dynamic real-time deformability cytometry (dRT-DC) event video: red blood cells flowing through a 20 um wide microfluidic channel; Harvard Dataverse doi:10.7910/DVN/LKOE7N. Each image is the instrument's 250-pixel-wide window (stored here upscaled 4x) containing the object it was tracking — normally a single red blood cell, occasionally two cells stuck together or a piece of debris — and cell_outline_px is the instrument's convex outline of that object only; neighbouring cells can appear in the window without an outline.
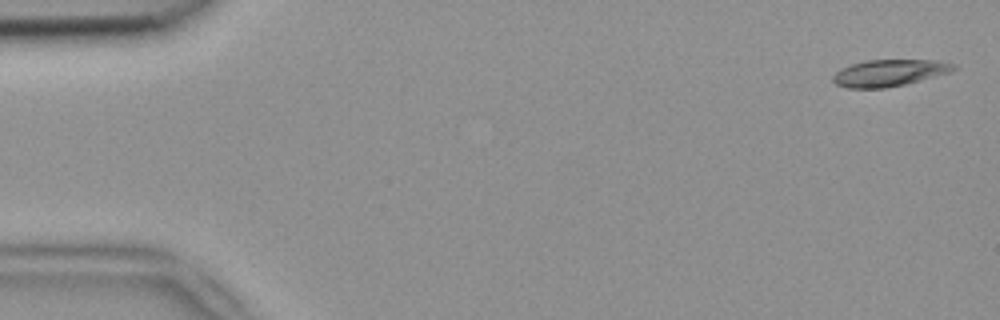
{"species": "common noctule bat (a hibernating species)", "species_latin": "Nyctalus noctula", "temperature_condition": "room temperature", "stored_images_in_passage": 6, "camera_frame_rate_fps": 3000, "um_per_image_px": 0.085, "animal": {"sex": "female", "body_mass_g": 18.4}, "frame": {"image": 1, "passage_image": 1, "time_ms": 0.0, "image_size_px": [1000, 320], "cell_outline_px": [[956, 68], [948, 72], [920, 80], [904, 84], [884, 88], [848, 88], [836, 84], [832, 80], [832, 76], [840, 68], [864, 60], [936, 60], [956, 64]], "centroid_in_image_um": [75.54, 6.19], "position_along_channel_um": 9.5, "area_um2": 18.61}}
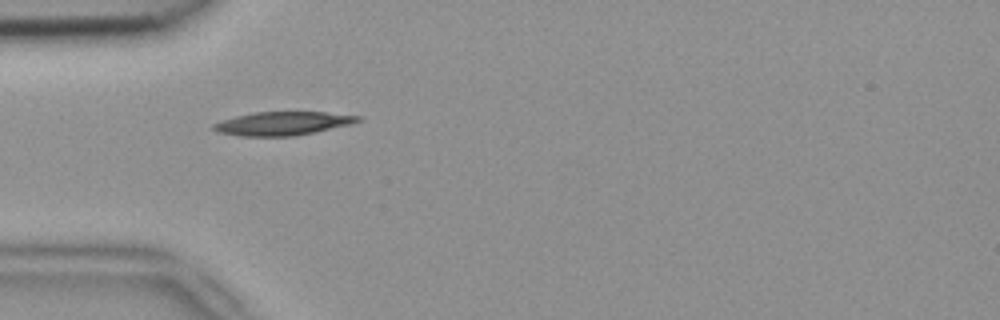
{"frame": {"image": 2, "passage_image": 5, "time_ms": 1.333, "image_size_px": [1000, 320], "cell_outline_px": [[360, 120], [352, 124], [316, 132], [296, 136], [240, 136], [216, 132], [212, 128], [212, 124], [236, 116], [256, 112], [324, 112], [360, 116]], "centroid_in_image_um": [24.02, 10.5], "position_along_channel_um": 61.0, "area_um2": 19.77}}